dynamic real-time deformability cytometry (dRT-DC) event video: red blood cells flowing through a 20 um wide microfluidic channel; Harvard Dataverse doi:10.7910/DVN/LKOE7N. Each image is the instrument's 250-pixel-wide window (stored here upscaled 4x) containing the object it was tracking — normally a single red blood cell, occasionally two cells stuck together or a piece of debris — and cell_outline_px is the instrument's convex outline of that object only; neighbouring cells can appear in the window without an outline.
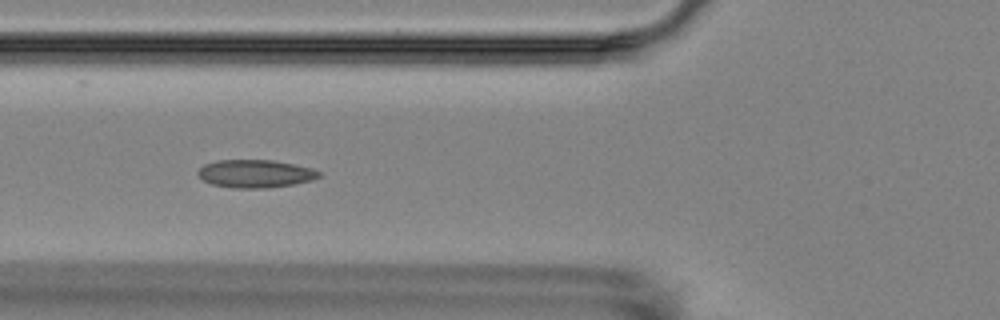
{"species": "Egyptian fruit bat (a non-hibernating species)", "species_latin": "Rousettus aegyptiacus", "temperature_condition": "room temperature", "stored_images_in_passage": 17, "camera_frame_rate_fps": 3000, "um_per_image_px": 0.085, "animal": {"sex": "female"}, "frame": {"image": 1, "passage_image": 7, "time_ms": 6.667, "image_size_px": [1000, 320], "cell_outline_px": [[320, 176], [312, 180], [292, 184], [268, 188], [232, 188], [212, 184], [204, 180], [196, 172], [204, 164], [220, 160], [272, 160], [312, 168], [320, 172]], "centroid_in_image_um": [21.69, 14.76], "position_along_channel_um": 104.1, "area_um2": 19.54}}
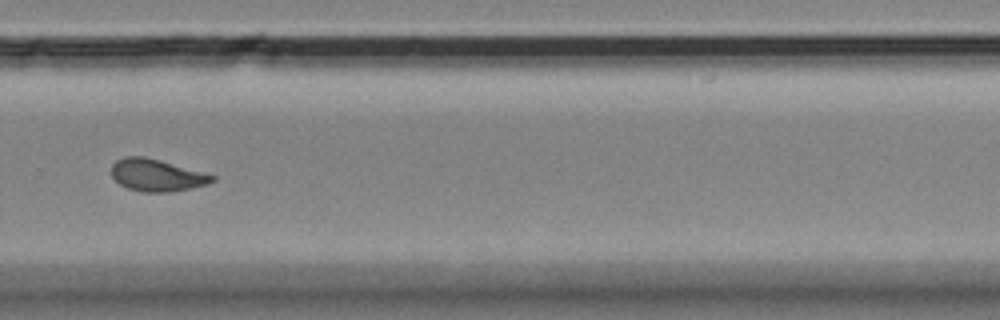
{"frame": {"image": 2, "passage_image": 12, "time_ms": 12.667, "image_size_px": [1000, 320], "cell_outline_px": [[216, 180], [208, 184], [192, 188], [172, 192], [144, 192], [128, 188], [120, 184], [112, 176], [112, 164], [116, 160], [124, 156], [144, 156], [160, 160], [204, 172], [216, 176]], "centroid_in_image_um": [13.35, 14.89], "position_along_channel_um": 316.5, "area_um2": 18.96}}
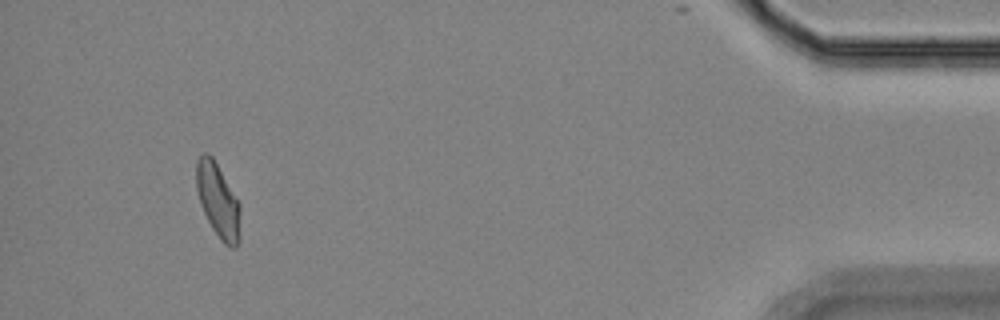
{"frame": {"image": 3, "passage_image": 16, "time_ms": 17.333, "image_size_px": [1000, 320], "cell_outline_px": [[240, 240], [236, 248], [232, 248], [224, 244], [220, 240], [212, 228], [200, 204], [196, 188], [196, 160], [204, 152], [208, 152], [212, 156], [240, 204]], "centroid_in_image_um": [18.53, 17.07], "position_along_channel_um": 416.7, "area_um2": 19.07}, "authors_computed_cell_mechanics": {"area_um2": 18.9584, "velocity_mm_per_s": 3.5441, "shape_relaxation_time_tau1_ms": 9.685, "shape_relaxation_time_tau2_ms": 1.3738, "deformation_change_tau1": 0.1723, "deformation_change_tau2": 0.0476}}